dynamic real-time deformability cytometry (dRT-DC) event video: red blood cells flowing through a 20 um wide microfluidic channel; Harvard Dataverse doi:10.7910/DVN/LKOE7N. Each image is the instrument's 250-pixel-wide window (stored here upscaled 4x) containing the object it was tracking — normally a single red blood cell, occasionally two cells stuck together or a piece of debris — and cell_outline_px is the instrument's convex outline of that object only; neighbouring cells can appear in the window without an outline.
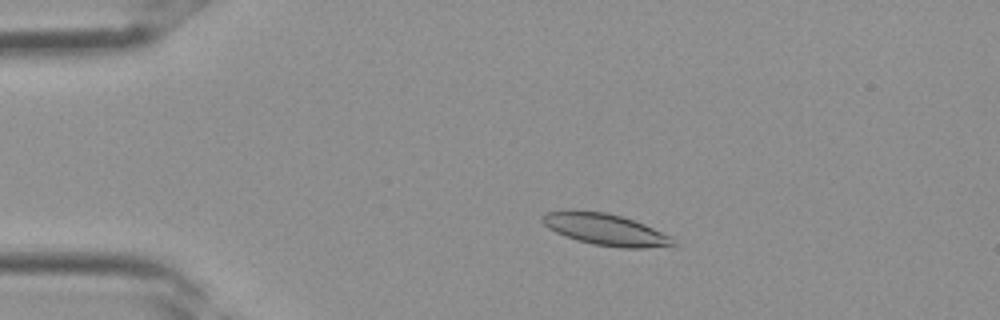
{"species": "Egyptian fruit bat (a non-hibernating species)", "species_latin": "Rousettus aegyptiacus", "temperature_condition": "room temperature", "stored_images_in_passage": 4, "camera_frame_rate_fps": 3000, "um_per_image_px": 0.085, "frame": {"image": 1, "passage_image": 3, "time_ms": 0.667, "image_size_px": [1000, 320], "cell_outline_px": [[676, 244], [672, 248], [620, 248], [592, 244], [576, 240], [564, 236], [548, 228], [540, 220], [540, 216], [544, 212], [568, 208], [572, 208], [608, 212], [644, 224], [672, 236]], "centroid_in_image_um": [51.43, 19.49], "position_along_channel_um": 33.6, "area_um2": 25.03}}